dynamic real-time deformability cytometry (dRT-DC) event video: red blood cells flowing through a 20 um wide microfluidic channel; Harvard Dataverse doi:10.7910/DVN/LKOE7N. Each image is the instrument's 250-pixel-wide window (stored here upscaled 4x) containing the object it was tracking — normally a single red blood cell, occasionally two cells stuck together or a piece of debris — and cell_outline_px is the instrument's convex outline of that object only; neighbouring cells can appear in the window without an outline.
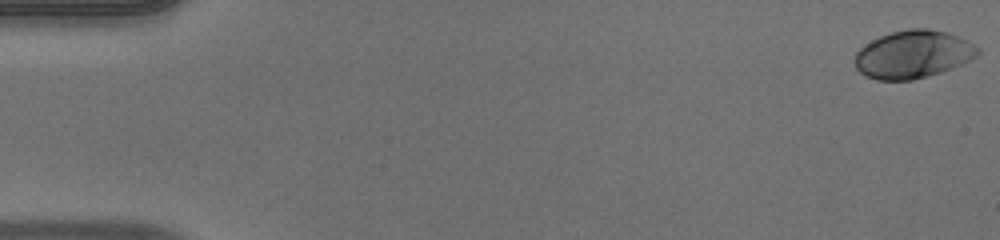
{"species": "human", "species_latin": "Homo sapiens", "temperature_condition": "warm", "stored_images_in_passage": 53, "camera_frame_rate_fps": 3000, "um_per_image_px": 0.085, "donor": {"sex": "male"}, "frame": {"image": 1, "passage_image": 1, "time_ms": 0.0, "image_size_px": [1000, 240], "cell_outline_px": [[980, 52], [976, 56], [960, 64], [940, 72], [928, 76], [912, 80], [876, 80], [864, 76], [856, 68], [856, 52], [860, 48], [872, 40], [880, 36], [892, 32], [908, 28], [928, 28], [948, 32], [980, 48]], "centroid_in_image_um": [77.58, 4.62], "position_along_channel_um": 7.4, "area_um2": 33.99}}
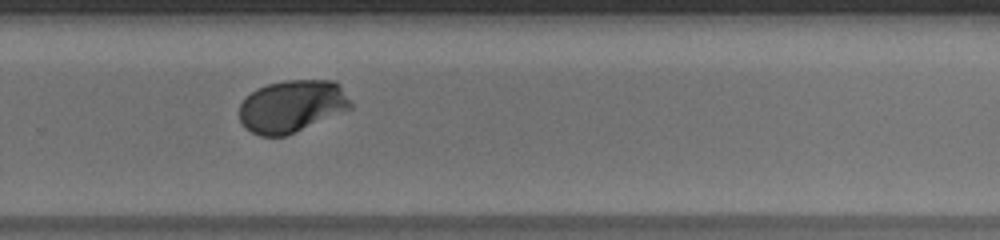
{"frame": {"image": 2, "passage_image": 36, "time_ms": 11.667, "image_size_px": [1000, 240], "cell_outline_px": [[352, 108], [284, 136], [260, 136], [244, 128], [240, 120], [240, 104], [256, 88], [268, 84], [284, 80], [336, 80], [340, 84], [352, 104]], "centroid_in_image_um": [24.81, 9.01], "position_along_channel_um": 305.0, "area_um2": 33.76}}
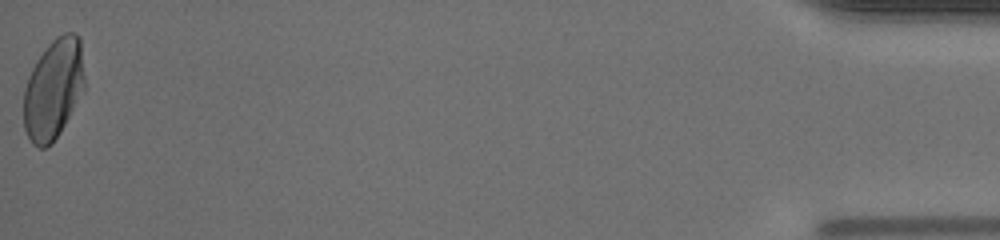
{"frame": {"image": 3, "passage_image": 53, "time_ms": 17.333, "image_size_px": [1000, 240], "cell_outline_px": [[84, 88], [60, 132], [52, 144], [44, 148], [40, 148], [32, 144], [24, 128], [24, 88], [28, 76], [36, 60], [48, 44], [56, 36], [64, 32], [76, 32], [80, 40], [84, 76]], "centroid_in_image_um": [4.52, 7.56], "position_along_channel_um": 430.7, "area_um2": 35.49}, "authors_computed_cell_mechanics": {"area_um2": 33.6974, "velocity_mm_per_s": 3.9307, "shape_relaxation_time_tau1_ms": 2.5408, "shape_relaxation_time_tau2_ms": null, "deformation_change_tau1": 0.1553, "deformation_change_tau2": null}}